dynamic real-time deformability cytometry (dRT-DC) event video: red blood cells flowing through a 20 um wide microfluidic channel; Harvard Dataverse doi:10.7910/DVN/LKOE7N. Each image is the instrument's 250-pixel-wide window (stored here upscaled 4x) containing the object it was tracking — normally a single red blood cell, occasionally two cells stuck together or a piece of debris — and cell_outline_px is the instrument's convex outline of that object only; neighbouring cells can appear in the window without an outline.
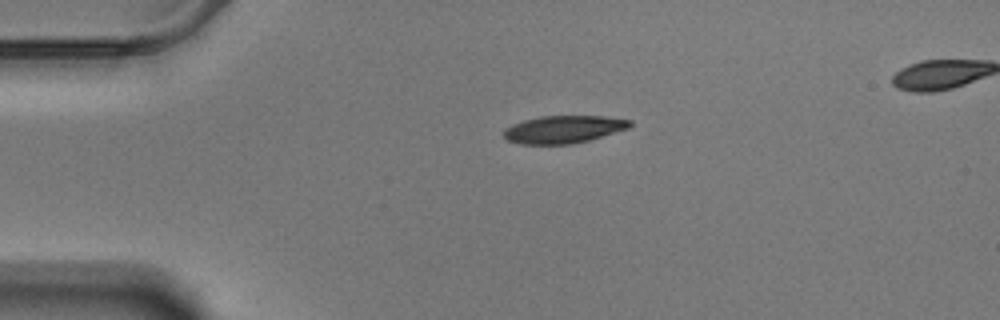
{"species": "Egyptian fruit bat (a non-hibernating species)", "species_latin": "Rousettus aegyptiacus", "temperature_condition": "warm", "stored_images_in_passage": 46, "camera_frame_rate_fps": 3000, "um_per_image_px": 0.085, "animal": {"sex": "male"}, "frame": {"image": 1, "passage_image": 1, "time_ms": 0.0, "image_size_px": [1000, 320], "cell_outline_px": [[632, 124], [628, 128], [588, 140], [572, 144], [520, 144], [508, 140], [504, 136], [504, 128], [512, 124], [524, 120], [540, 116], [604, 116], [632, 120]], "centroid_in_image_um": [47.88, 10.99], "position_along_channel_um": 37.1, "area_um2": 20.17}}
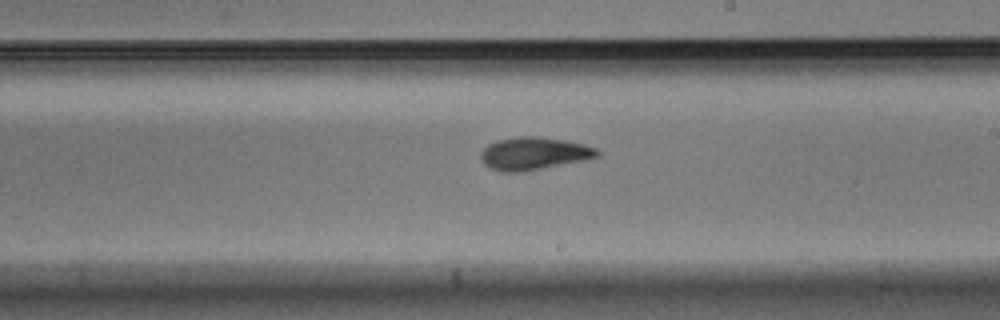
{"frame": {"image": 2, "passage_image": 22, "time_ms": 7.0, "image_size_px": [1000, 320], "cell_outline_px": [[600, 156], [584, 160], [520, 172], [504, 172], [492, 168], [484, 164], [480, 160], [480, 152], [488, 144], [496, 140], [524, 136], [536, 136], [564, 140], [584, 144], [596, 148], [600, 152]], "centroid_in_image_um": [45.36, 13.04], "position_along_channel_um": 243.6, "area_um2": 22.02}}
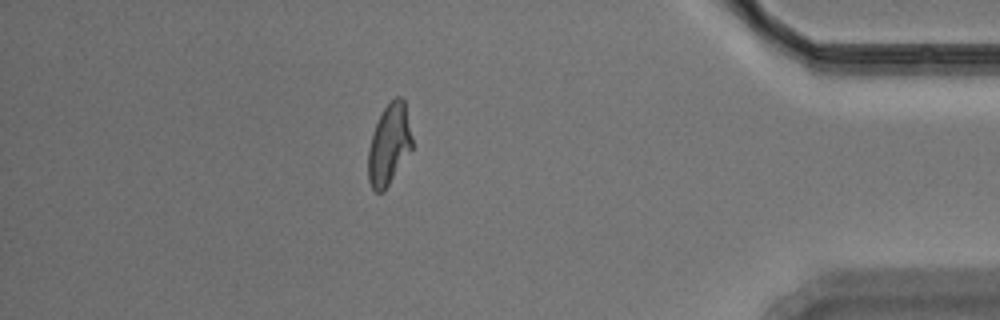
{"frame": {"image": 3, "passage_image": 39, "time_ms": 12.667, "image_size_px": [1000, 320], "cell_outline_px": [[412, 148], [384, 192], [376, 192], [372, 188], [368, 180], [368, 148], [376, 124], [384, 108], [396, 96], [400, 96], [404, 100], [412, 136]], "centroid_in_image_um": [33.07, 12.3], "position_along_channel_um": 402.1, "area_um2": 20.46}}